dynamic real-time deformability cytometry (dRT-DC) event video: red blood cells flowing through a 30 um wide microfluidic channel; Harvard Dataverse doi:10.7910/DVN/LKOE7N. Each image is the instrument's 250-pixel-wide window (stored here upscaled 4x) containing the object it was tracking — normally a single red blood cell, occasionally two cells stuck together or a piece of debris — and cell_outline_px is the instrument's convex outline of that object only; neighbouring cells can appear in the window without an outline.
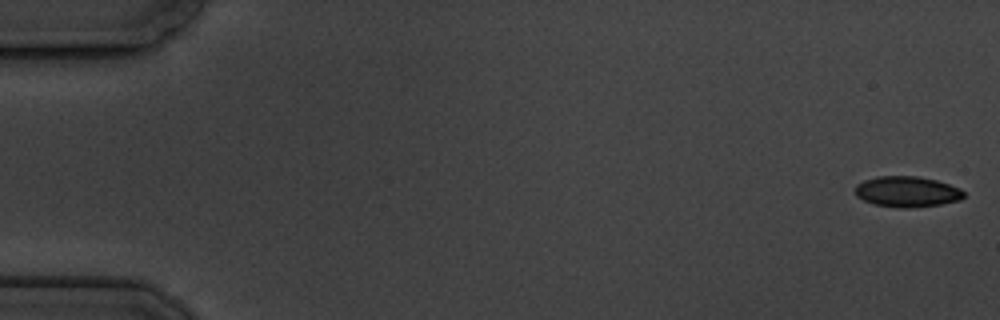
{"species": "common noctule bat (a hibernating species)", "species_latin": "Nyctalus noctula", "temperature_condition": "cold", "stored_images_in_passage": 5, "camera_frame_rate_fps": 3000, "um_per_image_px": 0.085, "animal": {"sex": "male", "body_mass_g": 19.5, "forearm_length_mm": 54.6}, "frame": {"image": 1, "passage_image": 1, "time_ms": 0.0, "image_size_px": [1000, 320], "cell_outline_px": [[964, 196], [960, 200], [940, 204], [908, 208], [900, 208], [876, 204], [864, 200], [856, 196], [856, 184], [864, 180], [876, 176], [916, 176], [936, 180], [960, 188], [964, 192]], "centroid_in_image_um": [77.1, 16.28], "position_along_channel_um": 7.9, "area_um2": 19.31}}